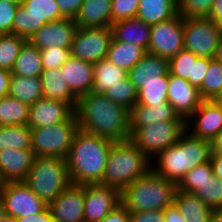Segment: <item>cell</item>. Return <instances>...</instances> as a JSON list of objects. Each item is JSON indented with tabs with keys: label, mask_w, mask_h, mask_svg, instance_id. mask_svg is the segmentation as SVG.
<instances>
[{
	"label": "cell",
	"mask_w": 222,
	"mask_h": 222,
	"mask_svg": "<svg viewBox=\"0 0 222 222\" xmlns=\"http://www.w3.org/2000/svg\"><path fill=\"white\" fill-rule=\"evenodd\" d=\"M113 144L108 139L79 129L66 158L71 184L101 183Z\"/></svg>",
	"instance_id": "7a4b0ae2"
},
{
	"label": "cell",
	"mask_w": 222,
	"mask_h": 222,
	"mask_svg": "<svg viewBox=\"0 0 222 222\" xmlns=\"http://www.w3.org/2000/svg\"><path fill=\"white\" fill-rule=\"evenodd\" d=\"M19 5L0 1V34H13V21Z\"/></svg>",
	"instance_id": "f6af8a7d"
},
{
	"label": "cell",
	"mask_w": 222,
	"mask_h": 222,
	"mask_svg": "<svg viewBox=\"0 0 222 222\" xmlns=\"http://www.w3.org/2000/svg\"><path fill=\"white\" fill-rule=\"evenodd\" d=\"M105 95L113 102L130 110L137 103L138 90L127 77L121 80V83L115 84L112 88H109Z\"/></svg>",
	"instance_id": "f35d334b"
},
{
	"label": "cell",
	"mask_w": 222,
	"mask_h": 222,
	"mask_svg": "<svg viewBox=\"0 0 222 222\" xmlns=\"http://www.w3.org/2000/svg\"><path fill=\"white\" fill-rule=\"evenodd\" d=\"M140 0H112L111 25L136 17Z\"/></svg>",
	"instance_id": "ee69618b"
},
{
	"label": "cell",
	"mask_w": 222,
	"mask_h": 222,
	"mask_svg": "<svg viewBox=\"0 0 222 222\" xmlns=\"http://www.w3.org/2000/svg\"><path fill=\"white\" fill-rule=\"evenodd\" d=\"M210 164L214 175L222 179V155L211 153Z\"/></svg>",
	"instance_id": "11a10c76"
},
{
	"label": "cell",
	"mask_w": 222,
	"mask_h": 222,
	"mask_svg": "<svg viewBox=\"0 0 222 222\" xmlns=\"http://www.w3.org/2000/svg\"><path fill=\"white\" fill-rule=\"evenodd\" d=\"M75 115L79 129L114 143L130 139L129 110L105 94H83L78 97Z\"/></svg>",
	"instance_id": "6da1fadb"
},
{
	"label": "cell",
	"mask_w": 222,
	"mask_h": 222,
	"mask_svg": "<svg viewBox=\"0 0 222 222\" xmlns=\"http://www.w3.org/2000/svg\"><path fill=\"white\" fill-rule=\"evenodd\" d=\"M11 71L0 69V99L9 96Z\"/></svg>",
	"instance_id": "f5cc1de1"
},
{
	"label": "cell",
	"mask_w": 222,
	"mask_h": 222,
	"mask_svg": "<svg viewBox=\"0 0 222 222\" xmlns=\"http://www.w3.org/2000/svg\"><path fill=\"white\" fill-rule=\"evenodd\" d=\"M43 98L68 103L74 110L78 97L65 82L60 68L43 70L41 74Z\"/></svg>",
	"instance_id": "484cf974"
},
{
	"label": "cell",
	"mask_w": 222,
	"mask_h": 222,
	"mask_svg": "<svg viewBox=\"0 0 222 222\" xmlns=\"http://www.w3.org/2000/svg\"><path fill=\"white\" fill-rule=\"evenodd\" d=\"M60 69L65 82L77 97L91 92L94 81L93 63L70 56Z\"/></svg>",
	"instance_id": "44dd1931"
},
{
	"label": "cell",
	"mask_w": 222,
	"mask_h": 222,
	"mask_svg": "<svg viewBox=\"0 0 222 222\" xmlns=\"http://www.w3.org/2000/svg\"><path fill=\"white\" fill-rule=\"evenodd\" d=\"M74 114L75 110L68 103L42 98L30 105L27 126L49 127L68 121Z\"/></svg>",
	"instance_id": "ac0fdd59"
},
{
	"label": "cell",
	"mask_w": 222,
	"mask_h": 222,
	"mask_svg": "<svg viewBox=\"0 0 222 222\" xmlns=\"http://www.w3.org/2000/svg\"><path fill=\"white\" fill-rule=\"evenodd\" d=\"M113 38L117 41L132 43L148 50L151 26L138 17L121 20L111 25Z\"/></svg>",
	"instance_id": "d4e9b609"
},
{
	"label": "cell",
	"mask_w": 222,
	"mask_h": 222,
	"mask_svg": "<svg viewBox=\"0 0 222 222\" xmlns=\"http://www.w3.org/2000/svg\"><path fill=\"white\" fill-rule=\"evenodd\" d=\"M222 90V64L215 58H210L208 71L199 90L203 100H214Z\"/></svg>",
	"instance_id": "74e56055"
},
{
	"label": "cell",
	"mask_w": 222,
	"mask_h": 222,
	"mask_svg": "<svg viewBox=\"0 0 222 222\" xmlns=\"http://www.w3.org/2000/svg\"><path fill=\"white\" fill-rule=\"evenodd\" d=\"M146 53L147 51L138 45L112 38L106 59L117 67L129 71Z\"/></svg>",
	"instance_id": "f546056e"
},
{
	"label": "cell",
	"mask_w": 222,
	"mask_h": 222,
	"mask_svg": "<svg viewBox=\"0 0 222 222\" xmlns=\"http://www.w3.org/2000/svg\"><path fill=\"white\" fill-rule=\"evenodd\" d=\"M208 18L222 29V0H213L211 13Z\"/></svg>",
	"instance_id": "db71d44e"
},
{
	"label": "cell",
	"mask_w": 222,
	"mask_h": 222,
	"mask_svg": "<svg viewBox=\"0 0 222 222\" xmlns=\"http://www.w3.org/2000/svg\"><path fill=\"white\" fill-rule=\"evenodd\" d=\"M215 101L219 102V104H220L221 107H222V100H215Z\"/></svg>",
	"instance_id": "e7e4bbea"
},
{
	"label": "cell",
	"mask_w": 222,
	"mask_h": 222,
	"mask_svg": "<svg viewBox=\"0 0 222 222\" xmlns=\"http://www.w3.org/2000/svg\"><path fill=\"white\" fill-rule=\"evenodd\" d=\"M32 150L4 149L0 151V184L25 181L35 161Z\"/></svg>",
	"instance_id": "ffe728a7"
},
{
	"label": "cell",
	"mask_w": 222,
	"mask_h": 222,
	"mask_svg": "<svg viewBox=\"0 0 222 222\" xmlns=\"http://www.w3.org/2000/svg\"><path fill=\"white\" fill-rule=\"evenodd\" d=\"M214 100H222V90H221L220 94Z\"/></svg>",
	"instance_id": "be15d7a7"
},
{
	"label": "cell",
	"mask_w": 222,
	"mask_h": 222,
	"mask_svg": "<svg viewBox=\"0 0 222 222\" xmlns=\"http://www.w3.org/2000/svg\"><path fill=\"white\" fill-rule=\"evenodd\" d=\"M84 222H100L121 204V192L108 185H84Z\"/></svg>",
	"instance_id": "5bb4252c"
},
{
	"label": "cell",
	"mask_w": 222,
	"mask_h": 222,
	"mask_svg": "<svg viewBox=\"0 0 222 222\" xmlns=\"http://www.w3.org/2000/svg\"><path fill=\"white\" fill-rule=\"evenodd\" d=\"M169 73V60L147 52L129 71L128 78L140 90L145 83L162 81V76Z\"/></svg>",
	"instance_id": "7402d4cb"
},
{
	"label": "cell",
	"mask_w": 222,
	"mask_h": 222,
	"mask_svg": "<svg viewBox=\"0 0 222 222\" xmlns=\"http://www.w3.org/2000/svg\"><path fill=\"white\" fill-rule=\"evenodd\" d=\"M209 222H222V209L214 210Z\"/></svg>",
	"instance_id": "6f0895ef"
},
{
	"label": "cell",
	"mask_w": 222,
	"mask_h": 222,
	"mask_svg": "<svg viewBox=\"0 0 222 222\" xmlns=\"http://www.w3.org/2000/svg\"><path fill=\"white\" fill-rule=\"evenodd\" d=\"M84 0H56L57 5L65 18L75 19Z\"/></svg>",
	"instance_id": "c3c4849f"
},
{
	"label": "cell",
	"mask_w": 222,
	"mask_h": 222,
	"mask_svg": "<svg viewBox=\"0 0 222 222\" xmlns=\"http://www.w3.org/2000/svg\"><path fill=\"white\" fill-rule=\"evenodd\" d=\"M79 125L74 114L68 121L31 128V150L36 157L67 158Z\"/></svg>",
	"instance_id": "52a82bcc"
},
{
	"label": "cell",
	"mask_w": 222,
	"mask_h": 222,
	"mask_svg": "<svg viewBox=\"0 0 222 222\" xmlns=\"http://www.w3.org/2000/svg\"><path fill=\"white\" fill-rule=\"evenodd\" d=\"M169 73L162 76V81H151L145 83L144 87L138 90L137 104L154 106L168 102Z\"/></svg>",
	"instance_id": "e575fe53"
},
{
	"label": "cell",
	"mask_w": 222,
	"mask_h": 222,
	"mask_svg": "<svg viewBox=\"0 0 222 222\" xmlns=\"http://www.w3.org/2000/svg\"><path fill=\"white\" fill-rule=\"evenodd\" d=\"M185 123L186 131L191 135L212 142L222 130V107L215 100H202ZM191 126L195 127L190 129Z\"/></svg>",
	"instance_id": "9a60e30c"
},
{
	"label": "cell",
	"mask_w": 222,
	"mask_h": 222,
	"mask_svg": "<svg viewBox=\"0 0 222 222\" xmlns=\"http://www.w3.org/2000/svg\"><path fill=\"white\" fill-rule=\"evenodd\" d=\"M177 184L152 169L121 191V204L129 212L164 210L174 203Z\"/></svg>",
	"instance_id": "277c9868"
},
{
	"label": "cell",
	"mask_w": 222,
	"mask_h": 222,
	"mask_svg": "<svg viewBox=\"0 0 222 222\" xmlns=\"http://www.w3.org/2000/svg\"><path fill=\"white\" fill-rule=\"evenodd\" d=\"M211 174H213V171L210 161L198 165L184 175L181 181L177 184V189L192 193L198 185L209 180Z\"/></svg>",
	"instance_id": "60d3db41"
},
{
	"label": "cell",
	"mask_w": 222,
	"mask_h": 222,
	"mask_svg": "<svg viewBox=\"0 0 222 222\" xmlns=\"http://www.w3.org/2000/svg\"><path fill=\"white\" fill-rule=\"evenodd\" d=\"M42 72L40 50L27 40L15 60L11 74L24 77H41Z\"/></svg>",
	"instance_id": "1f68e13d"
},
{
	"label": "cell",
	"mask_w": 222,
	"mask_h": 222,
	"mask_svg": "<svg viewBox=\"0 0 222 222\" xmlns=\"http://www.w3.org/2000/svg\"><path fill=\"white\" fill-rule=\"evenodd\" d=\"M214 58L222 64V37L220 39L219 45L216 49Z\"/></svg>",
	"instance_id": "680465c9"
},
{
	"label": "cell",
	"mask_w": 222,
	"mask_h": 222,
	"mask_svg": "<svg viewBox=\"0 0 222 222\" xmlns=\"http://www.w3.org/2000/svg\"><path fill=\"white\" fill-rule=\"evenodd\" d=\"M112 0H84L75 22L79 28L111 27Z\"/></svg>",
	"instance_id": "cb8c5ba5"
},
{
	"label": "cell",
	"mask_w": 222,
	"mask_h": 222,
	"mask_svg": "<svg viewBox=\"0 0 222 222\" xmlns=\"http://www.w3.org/2000/svg\"><path fill=\"white\" fill-rule=\"evenodd\" d=\"M0 1L11 2V3H16V4H21L22 2V0H0Z\"/></svg>",
	"instance_id": "6125c7cd"
},
{
	"label": "cell",
	"mask_w": 222,
	"mask_h": 222,
	"mask_svg": "<svg viewBox=\"0 0 222 222\" xmlns=\"http://www.w3.org/2000/svg\"><path fill=\"white\" fill-rule=\"evenodd\" d=\"M209 62L210 58L207 57H199L196 61H193L192 86L198 90L202 88V82L208 71Z\"/></svg>",
	"instance_id": "bcb514c9"
},
{
	"label": "cell",
	"mask_w": 222,
	"mask_h": 222,
	"mask_svg": "<svg viewBox=\"0 0 222 222\" xmlns=\"http://www.w3.org/2000/svg\"><path fill=\"white\" fill-rule=\"evenodd\" d=\"M100 222H130L129 211L120 204Z\"/></svg>",
	"instance_id": "681fc988"
},
{
	"label": "cell",
	"mask_w": 222,
	"mask_h": 222,
	"mask_svg": "<svg viewBox=\"0 0 222 222\" xmlns=\"http://www.w3.org/2000/svg\"><path fill=\"white\" fill-rule=\"evenodd\" d=\"M24 182L48 206L71 184L66 159L36 157Z\"/></svg>",
	"instance_id": "8992f818"
},
{
	"label": "cell",
	"mask_w": 222,
	"mask_h": 222,
	"mask_svg": "<svg viewBox=\"0 0 222 222\" xmlns=\"http://www.w3.org/2000/svg\"><path fill=\"white\" fill-rule=\"evenodd\" d=\"M94 81L91 93L103 95L115 84L121 83L128 77V71L117 67L107 59L93 64Z\"/></svg>",
	"instance_id": "f1b7e54d"
},
{
	"label": "cell",
	"mask_w": 222,
	"mask_h": 222,
	"mask_svg": "<svg viewBox=\"0 0 222 222\" xmlns=\"http://www.w3.org/2000/svg\"><path fill=\"white\" fill-rule=\"evenodd\" d=\"M213 0H179L178 12L185 18L209 17Z\"/></svg>",
	"instance_id": "b9f144b4"
},
{
	"label": "cell",
	"mask_w": 222,
	"mask_h": 222,
	"mask_svg": "<svg viewBox=\"0 0 222 222\" xmlns=\"http://www.w3.org/2000/svg\"><path fill=\"white\" fill-rule=\"evenodd\" d=\"M177 14V0H140L136 17L151 26L167 21Z\"/></svg>",
	"instance_id": "4316f807"
},
{
	"label": "cell",
	"mask_w": 222,
	"mask_h": 222,
	"mask_svg": "<svg viewBox=\"0 0 222 222\" xmlns=\"http://www.w3.org/2000/svg\"><path fill=\"white\" fill-rule=\"evenodd\" d=\"M199 57L188 50H181L169 59V73L179 78L186 79L192 85L193 61Z\"/></svg>",
	"instance_id": "ab89813d"
},
{
	"label": "cell",
	"mask_w": 222,
	"mask_h": 222,
	"mask_svg": "<svg viewBox=\"0 0 222 222\" xmlns=\"http://www.w3.org/2000/svg\"><path fill=\"white\" fill-rule=\"evenodd\" d=\"M112 38L111 27H78L70 48L71 56L93 64L106 59Z\"/></svg>",
	"instance_id": "7c38bea8"
},
{
	"label": "cell",
	"mask_w": 222,
	"mask_h": 222,
	"mask_svg": "<svg viewBox=\"0 0 222 222\" xmlns=\"http://www.w3.org/2000/svg\"><path fill=\"white\" fill-rule=\"evenodd\" d=\"M31 128L27 125L0 126V151L31 150Z\"/></svg>",
	"instance_id": "836d02e7"
},
{
	"label": "cell",
	"mask_w": 222,
	"mask_h": 222,
	"mask_svg": "<svg viewBox=\"0 0 222 222\" xmlns=\"http://www.w3.org/2000/svg\"><path fill=\"white\" fill-rule=\"evenodd\" d=\"M184 17H175L154 25L150 29V42L147 52L168 60L184 49Z\"/></svg>",
	"instance_id": "4fadbf2b"
},
{
	"label": "cell",
	"mask_w": 222,
	"mask_h": 222,
	"mask_svg": "<svg viewBox=\"0 0 222 222\" xmlns=\"http://www.w3.org/2000/svg\"><path fill=\"white\" fill-rule=\"evenodd\" d=\"M26 41V38L16 34L0 35V69L12 70L15 60Z\"/></svg>",
	"instance_id": "d590c367"
},
{
	"label": "cell",
	"mask_w": 222,
	"mask_h": 222,
	"mask_svg": "<svg viewBox=\"0 0 222 222\" xmlns=\"http://www.w3.org/2000/svg\"><path fill=\"white\" fill-rule=\"evenodd\" d=\"M161 121H185L167 102L154 106L135 104L129 110V127H142Z\"/></svg>",
	"instance_id": "603a6c76"
},
{
	"label": "cell",
	"mask_w": 222,
	"mask_h": 222,
	"mask_svg": "<svg viewBox=\"0 0 222 222\" xmlns=\"http://www.w3.org/2000/svg\"><path fill=\"white\" fill-rule=\"evenodd\" d=\"M211 153L212 142L195 137L185 130L174 145L154 158L157 162L152 161V170L178 184L187 172L209 162Z\"/></svg>",
	"instance_id": "3957f363"
},
{
	"label": "cell",
	"mask_w": 222,
	"mask_h": 222,
	"mask_svg": "<svg viewBox=\"0 0 222 222\" xmlns=\"http://www.w3.org/2000/svg\"><path fill=\"white\" fill-rule=\"evenodd\" d=\"M130 222H165L164 210L129 212Z\"/></svg>",
	"instance_id": "7dc6e473"
},
{
	"label": "cell",
	"mask_w": 222,
	"mask_h": 222,
	"mask_svg": "<svg viewBox=\"0 0 222 222\" xmlns=\"http://www.w3.org/2000/svg\"><path fill=\"white\" fill-rule=\"evenodd\" d=\"M212 153L222 155V130L217 134L212 141Z\"/></svg>",
	"instance_id": "9f6ffc18"
},
{
	"label": "cell",
	"mask_w": 222,
	"mask_h": 222,
	"mask_svg": "<svg viewBox=\"0 0 222 222\" xmlns=\"http://www.w3.org/2000/svg\"><path fill=\"white\" fill-rule=\"evenodd\" d=\"M165 222H187L175 203L164 209Z\"/></svg>",
	"instance_id": "816d5d0a"
},
{
	"label": "cell",
	"mask_w": 222,
	"mask_h": 222,
	"mask_svg": "<svg viewBox=\"0 0 222 222\" xmlns=\"http://www.w3.org/2000/svg\"><path fill=\"white\" fill-rule=\"evenodd\" d=\"M2 222H17V221H16V218L6 215Z\"/></svg>",
	"instance_id": "94428289"
},
{
	"label": "cell",
	"mask_w": 222,
	"mask_h": 222,
	"mask_svg": "<svg viewBox=\"0 0 222 222\" xmlns=\"http://www.w3.org/2000/svg\"><path fill=\"white\" fill-rule=\"evenodd\" d=\"M5 216H6V213H5L4 207H3V205L0 202V222L3 221Z\"/></svg>",
	"instance_id": "91938a15"
},
{
	"label": "cell",
	"mask_w": 222,
	"mask_h": 222,
	"mask_svg": "<svg viewBox=\"0 0 222 222\" xmlns=\"http://www.w3.org/2000/svg\"><path fill=\"white\" fill-rule=\"evenodd\" d=\"M174 203L187 222H209L214 211L195 194L177 189Z\"/></svg>",
	"instance_id": "83f0119b"
},
{
	"label": "cell",
	"mask_w": 222,
	"mask_h": 222,
	"mask_svg": "<svg viewBox=\"0 0 222 222\" xmlns=\"http://www.w3.org/2000/svg\"><path fill=\"white\" fill-rule=\"evenodd\" d=\"M186 121H161L142 127H129L130 141L151 161L174 145L186 130Z\"/></svg>",
	"instance_id": "ba28073f"
},
{
	"label": "cell",
	"mask_w": 222,
	"mask_h": 222,
	"mask_svg": "<svg viewBox=\"0 0 222 222\" xmlns=\"http://www.w3.org/2000/svg\"><path fill=\"white\" fill-rule=\"evenodd\" d=\"M0 202L6 215L14 218L35 215L47 207L24 181L0 184Z\"/></svg>",
	"instance_id": "8fae6325"
},
{
	"label": "cell",
	"mask_w": 222,
	"mask_h": 222,
	"mask_svg": "<svg viewBox=\"0 0 222 222\" xmlns=\"http://www.w3.org/2000/svg\"><path fill=\"white\" fill-rule=\"evenodd\" d=\"M64 18L56 0H22L13 21V34L28 40L44 24Z\"/></svg>",
	"instance_id": "9c48e42d"
},
{
	"label": "cell",
	"mask_w": 222,
	"mask_h": 222,
	"mask_svg": "<svg viewBox=\"0 0 222 222\" xmlns=\"http://www.w3.org/2000/svg\"><path fill=\"white\" fill-rule=\"evenodd\" d=\"M30 105L10 96L0 99V126L27 125Z\"/></svg>",
	"instance_id": "d6a6232c"
},
{
	"label": "cell",
	"mask_w": 222,
	"mask_h": 222,
	"mask_svg": "<svg viewBox=\"0 0 222 222\" xmlns=\"http://www.w3.org/2000/svg\"><path fill=\"white\" fill-rule=\"evenodd\" d=\"M84 185L70 184L48 207L55 222H84Z\"/></svg>",
	"instance_id": "e0dca14e"
},
{
	"label": "cell",
	"mask_w": 222,
	"mask_h": 222,
	"mask_svg": "<svg viewBox=\"0 0 222 222\" xmlns=\"http://www.w3.org/2000/svg\"><path fill=\"white\" fill-rule=\"evenodd\" d=\"M9 96L32 105L43 98L41 77H24L12 75Z\"/></svg>",
	"instance_id": "4dcf8cb0"
},
{
	"label": "cell",
	"mask_w": 222,
	"mask_h": 222,
	"mask_svg": "<svg viewBox=\"0 0 222 222\" xmlns=\"http://www.w3.org/2000/svg\"><path fill=\"white\" fill-rule=\"evenodd\" d=\"M16 221L17 222H55L48 206L42 212L38 214L16 218Z\"/></svg>",
	"instance_id": "f907efd6"
},
{
	"label": "cell",
	"mask_w": 222,
	"mask_h": 222,
	"mask_svg": "<svg viewBox=\"0 0 222 222\" xmlns=\"http://www.w3.org/2000/svg\"><path fill=\"white\" fill-rule=\"evenodd\" d=\"M192 193L213 210L222 209V179L217 178L214 173Z\"/></svg>",
	"instance_id": "8d00e7d4"
},
{
	"label": "cell",
	"mask_w": 222,
	"mask_h": 222,
	"mask_svg": "<svg viewBox=\"0 0 222 222\" xmlns=\"http://www.w3.org/2000/svg\"><path fill=\"white\" fill-rule=\"evenodd\" d=\"M152 169V161L130 140L116 142L108 153L105 172L100 184L120 192Z\"/></svg>",
	"instance_id": "5b68a950"
},
{
	"label": "cell",
	"mask_w": 222,
	"mask_h": 222,
	"mask_svg": "<svg viewBox=\"0 0 222 222\" xmlns=\"http://www.w3.org/2000/svg\"><path fill=\"white\" fill-rule=\"evenodd\" d=\"M78 26L75 19L64 18L44 24L28 41L39 50L47 47L71 48Z\"/></svg>",
	"instance_id": "2e32d148"
},
{
	"label": "cell",
	"mask_w": 222,
	"mask_h": 222,
	"mask_svg": "<svg viewBox=\"0 0 222 222\" xmlns=\"http://www.w3.org/2000/svg\"><path fill=\"white\" fill-rule=\"evenodd\" d=\"M184 49L198 57L214 58L222 37V29L210 18L183 20Z\"/></svg>",
	"instance_id": "30bf717a"
},
{
	"label": "cell",
	"mask_w": 222,
	"mask_h": 222,
	"mask_svg": "<svg viewBox=\"0 0 222 222\" xmlns=\"http://www.w3.org/2000/svg\"><path fill=\"white\" fill-rule=\"evenodd\" d=\"M167 96L168 102L185 121L195 112L203 100L196 87L186 79L170 73Z\"/></svg>",
	"instance_id": "d6986e66"
},
{
	"label": "cell",
	"mask_w": 222,
	"mask_h": 222,
	"mask_svg": "<svg viewBox=\"0 0 222 222\" xmlns=\"http://www.w3.org/2000/svg\"><path fill=\"white\" fill-rule=\"evenodd\" d=\"M43 70L60 68L71 56L70 48L47 47L40 50Z\"/></svg>",
	"instance_id": "7bdbcfd3"
}]
</instances>
